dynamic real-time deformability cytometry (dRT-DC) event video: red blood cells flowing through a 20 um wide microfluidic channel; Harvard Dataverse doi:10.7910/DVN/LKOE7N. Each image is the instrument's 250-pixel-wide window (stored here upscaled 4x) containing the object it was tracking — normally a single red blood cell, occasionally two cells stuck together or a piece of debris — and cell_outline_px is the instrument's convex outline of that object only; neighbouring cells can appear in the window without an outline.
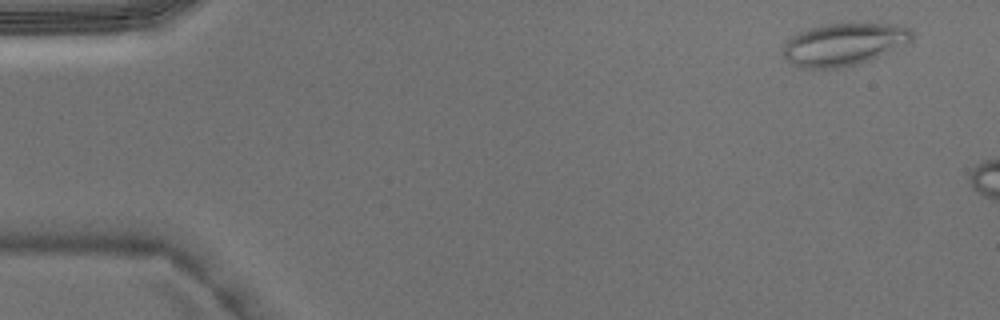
{"species": "Egyptian fruit bat (a non-hibernating species)", "species_latin": "Rousettus aegyptiacus", "temperature_condition": "warm", "stored_images_in_passage": 3, "camera_frame_rate_fps": 3000, "um_per_image_px": 0.085, "animal": {"sex": "male"}, "frame": {"image": 1, "passage_image": 1, "time_ms": 0.0, "image_size_px": [1000, 320], "cell_outline_px": [[912, 40], [868, 60], [856, 64], [840, 68], [804, 68], [792, 64], [784, 56], [784, 44], [792, 36], [808, 28], [848, 20], [896, 24], [912, 28]], "centroid_in_image_um": [71.74, 3.7], "position_along_channel_um": 13.3, "area_um2": 32.19}}